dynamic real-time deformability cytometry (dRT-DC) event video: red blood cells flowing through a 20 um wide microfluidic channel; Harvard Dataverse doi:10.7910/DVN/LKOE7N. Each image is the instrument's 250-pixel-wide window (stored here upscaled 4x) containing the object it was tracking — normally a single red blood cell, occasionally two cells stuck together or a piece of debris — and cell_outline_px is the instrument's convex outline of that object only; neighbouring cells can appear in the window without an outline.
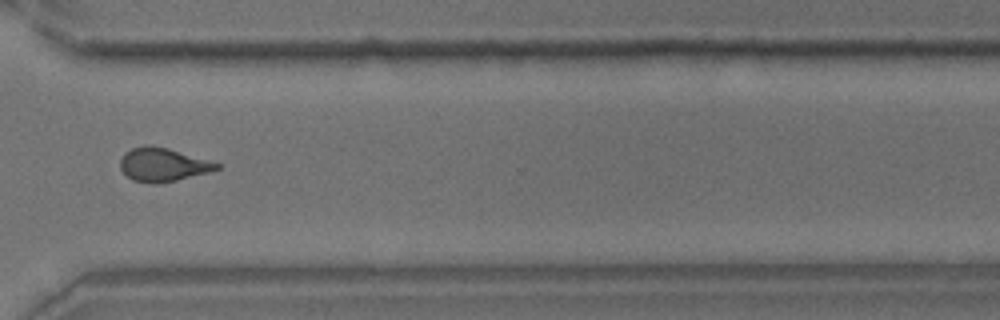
{"species": "common noctule bat (a hibernating species)", "species_latin": "Nyctalus noctula", "temperature_condition": "room temperature", "stored_images_in_passage": 37, "camera_frame_rate_fps": 3000, "um_per_image_px": 0.085, "animal": {"sex": "male", "body_mass_g": 18.8}, "frame": {"image": 1, "passage_image": 27, "time_ms": 8.667, "image_size_px": [1000, 320], "cell_outline_px": [[220, 168], [208, 172], [176, 180], [132, 180], [120, 168], [120, 160], [124, 152], [132, 148], [148, 144], [168, 148], [208, 160], [220, 164]], "centroid_in_image_um": [13.83, 13.94], "position_along_channel_um": 356.8, "area_um2": 18.03}}